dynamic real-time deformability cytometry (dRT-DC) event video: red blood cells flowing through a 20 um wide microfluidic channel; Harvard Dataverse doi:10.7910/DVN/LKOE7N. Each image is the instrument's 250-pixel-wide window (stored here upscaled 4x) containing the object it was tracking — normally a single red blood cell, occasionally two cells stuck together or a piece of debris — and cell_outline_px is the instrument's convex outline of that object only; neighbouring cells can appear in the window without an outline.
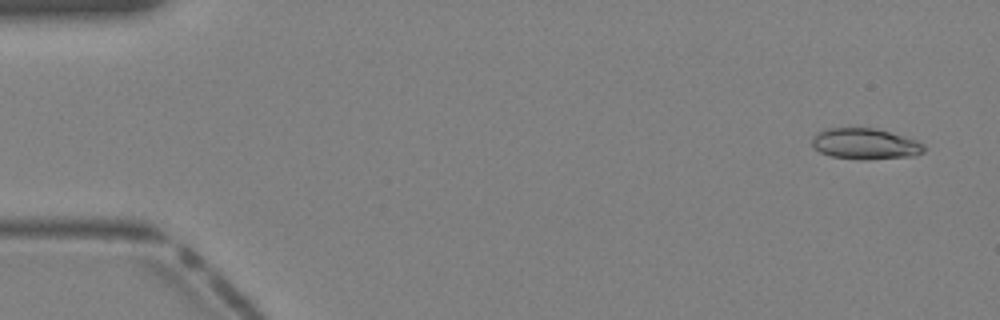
{"species": "Egyptian fruit bat (a non-hibernating species)", "species_latin": "Rousettus aegyptiacus", "temperature_condition": "warm", "stored_images_in_passage": 9, "camera_frame_rate_fps": 3000, "um_per_image_px": 0.085, "animal": {"sex": "female"}, "frame": {"image": 1, "passage_image": 2, "time_ms": 0.333, "image_size_px": [1000, 320], "cell_outline_px": [[924, 152], [916, 156], [864, 160], [860, 160], [832, 156], [820, 152], [812, 144], [812, 140], [820, 132], [828, 128], [876, 128], [916, 140], [924, 144]], "centroid_in_image_um": [73.59, 12.24], "position_along_channel_um": 11.4, "area_um2": 20.06}}